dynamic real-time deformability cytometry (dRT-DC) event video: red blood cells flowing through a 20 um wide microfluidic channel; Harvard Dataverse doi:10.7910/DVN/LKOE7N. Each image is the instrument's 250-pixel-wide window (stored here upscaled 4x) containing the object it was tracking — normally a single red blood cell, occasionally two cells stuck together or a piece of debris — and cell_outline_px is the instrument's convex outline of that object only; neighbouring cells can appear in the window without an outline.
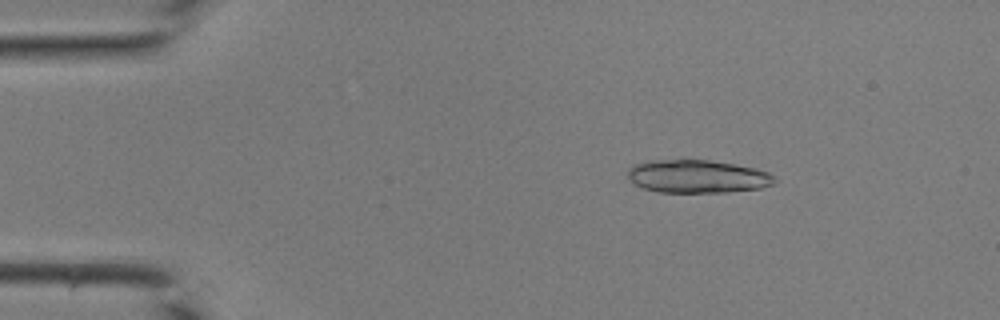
{"species": "common noctule bat (a hibernating species)", "species_latin": "Nyctalus noctula", "temperature_condition": "room temperature", "stored_images_in_passage": 42, "camera_frame_rate_fps": 3000, "um_per_image_px": 0.085, "animal": {"sex": "male", "body_mass_g": 19.0, "forearm_length_mm": 50.8}, "frame": {"image": 1, "passage_image": 6, "time_ms": 1.667, "image_size_px": [1000, 320], "cell_outline_px": [[776, 180], [772, 184], [760, 188], [724, 192], [660, 192], [644, 188], [628, 180], [628, 168], [632, 164], [648, 160], [680, 156], [684, 156], [736, 164], [756, 168], [768, 172]], "centroid_in_image_um": [59.19, 14.93], "position_along_channel_um": 25.8, "area_um2": 29.25}}
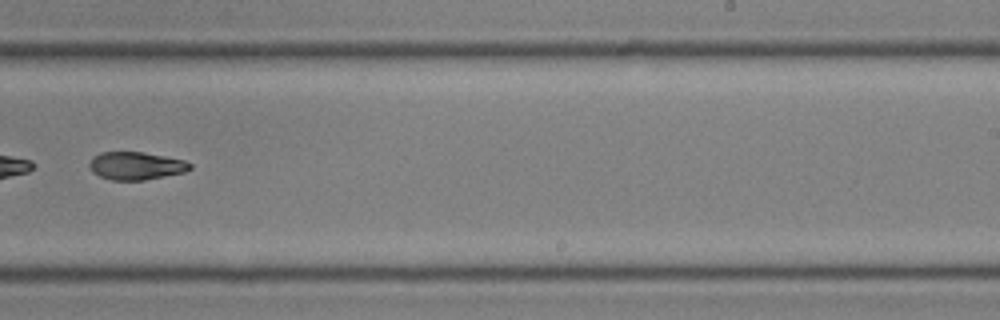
{"frame": {"image": 2, "passage_image": 27, "time_ms": 8.667, "image_size_px": [1000, 320], "cell_outline_px": [[192, 168], [184, 172], [144, 180], [112, 180], [100, 176], [92, 172], [88, 164], [92, 156], [100, 152], [144, 152], [184, 160], [192, 164]], "centroid_in_image_um": [11.53, 14.08], "position_along_channel_um": 277.5, "area_um2": 16.36}}
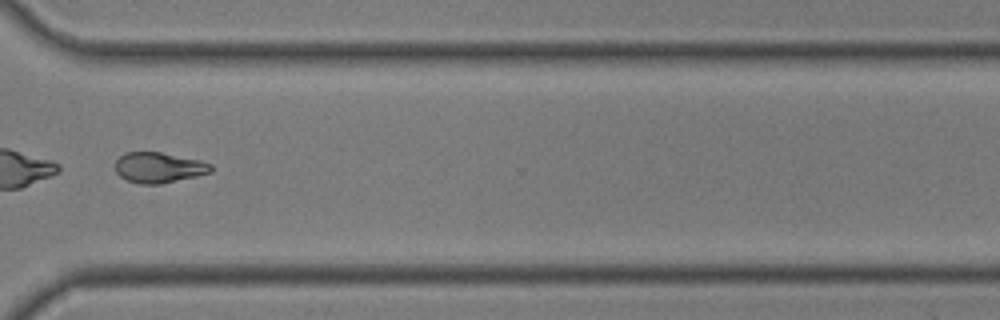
{"frame": {"image": 3, "passage_image": 32, "time_ms": 10.333, "image_size_px": [1000, 320], "cell_outline_px": [[212, 172], [196, 176], [160, 184], [140, 184], [128, 180], [120, 176], [116, 172], [116, 160], [124, 152], [160, 152], [200, 160], [212, 164]], "centroid_in_image_um": [13.5, 14.24], "position_along_channel_um": 357.1, "area_um2": 16.94}}